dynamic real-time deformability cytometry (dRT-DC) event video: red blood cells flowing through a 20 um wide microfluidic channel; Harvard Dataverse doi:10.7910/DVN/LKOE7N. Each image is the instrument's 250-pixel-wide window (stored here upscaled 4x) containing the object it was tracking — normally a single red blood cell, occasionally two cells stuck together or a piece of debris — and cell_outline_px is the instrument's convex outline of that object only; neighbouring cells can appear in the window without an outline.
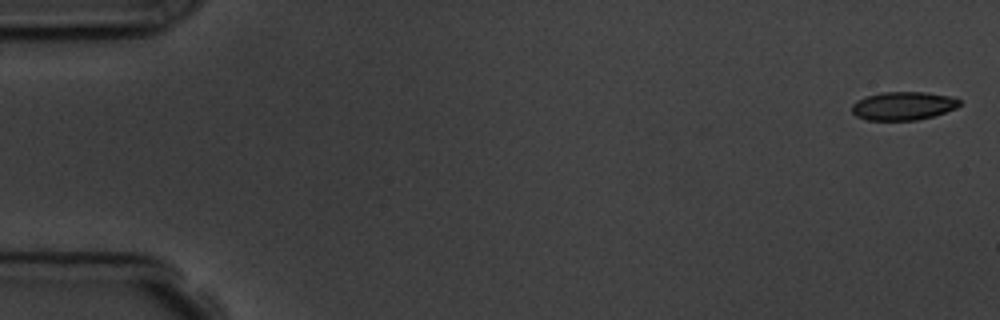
{"species": "common noctule bat (a hibernating species)", "species_latin": "Nyctalus noctula", "temperature_condition": "room temperature", "stored_images_in_passage": 5, "camera_frame_rate_fps": 3000, "um_per_image_px": 0.085, "animal": {"sex": "male", "body_mass_g": 19.5, "forearm_length_mm": 54.6}, "frame": {"image": 1, "passage_image": 1, "time_ms": 0.0, "image_size_px": [1000, 320], "cell_outline_px": [[960, 104], [956, 108], [932, 116], [916, 120], [868, 120], [856, 116], [852, 112], [852, 104], [856, 100], [868, 96], [884, 92], [924, 92], [948, 96], [960, 100]], "centroid_in_image_um": [76.74, 9.0], "position_along_channel_um": 8.3, "area_um2": 17.57}}
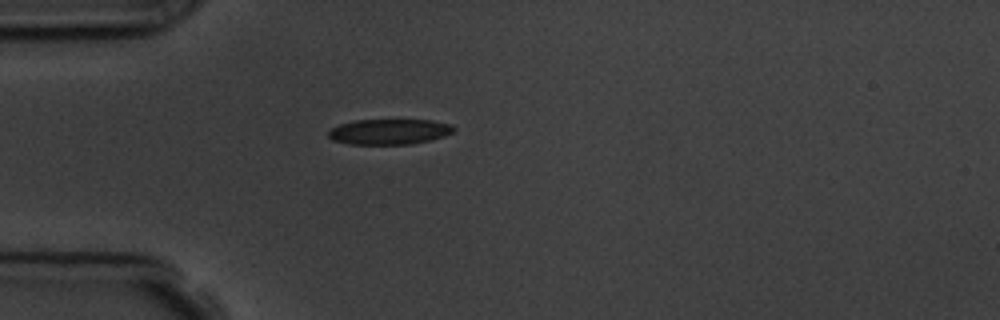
{"frame": {"image": 2, "passage_image": 5, "time_ms": 4.667, "image_size_px": [1000, 320], "cell_outline_px": [[456, 128], [452, 132], [444, 136], [432, 140], [412, 144], [348, 144], [332, 140], [328, 136], [328, 132], [332, 128], [340, 124], [356, 120], [432, 120], [452, 124]], "centroid_in_image_um": [33.11, 11.19], "position_along_channel_um": 51.9, "area_um2": 18.67}}